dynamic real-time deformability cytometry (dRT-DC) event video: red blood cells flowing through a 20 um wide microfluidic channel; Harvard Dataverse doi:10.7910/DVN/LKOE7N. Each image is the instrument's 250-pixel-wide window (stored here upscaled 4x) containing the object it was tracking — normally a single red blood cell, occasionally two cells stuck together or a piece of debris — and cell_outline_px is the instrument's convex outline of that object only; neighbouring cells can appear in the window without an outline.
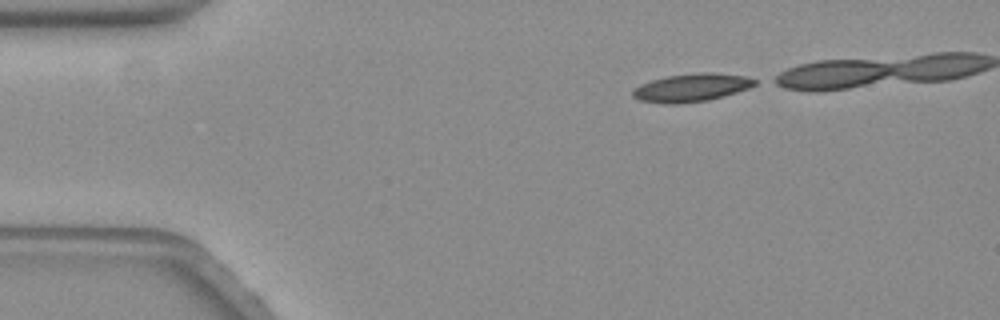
{"species": "common noctule bat (a hibernating species)", "species_latin": "Nyctalus noctula", "temperature_condition": "warm", "stored_images_in_passage": 39, "camera_frame_rate_fps": 3000, "um_per_image_px": 0.085, "animal": {"sex": "female", "body_mass_g": 19.3, "forearm_length_mm": 54.1}, "frame": {"image": 1, "passage_image": 1, "time_ms": 0.0, "image_size_px": [1000, 320], "cell_outline_px": [[756, 84], [748, 88], [724, 96], [708, 100], [680, 104], [664, 104], [640, 100], [632, 96], [632, 88], [640, 84], [652, 80], [668, 76], [700, 72], [708, 72], [744, 76], [756, 80]], "centroid_in_image_um": [58.73, 7.46], "position_along_channel_um": 26.3, "area_um2": 19.88}}
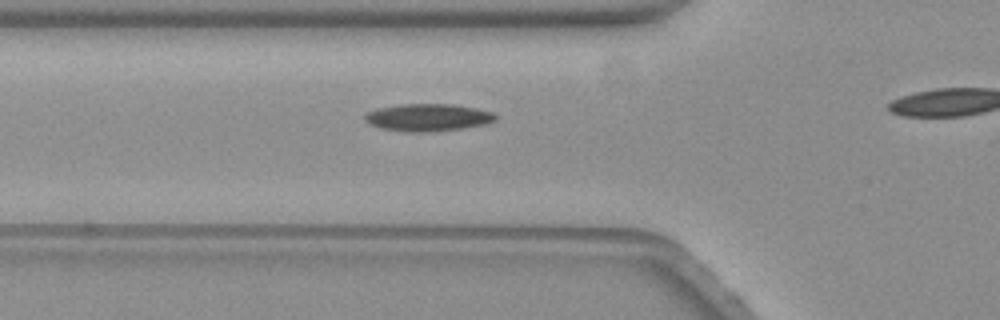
{"frame": {"image": 2, "passage_image": 12, "time_ms": 3.667, "image_size_px": [1000, 320], "cell_outline_px": [[496, 120], [484, 124], [460, 128], [424, 132], [404, 132], [380, 128], [368, 124], [364, 120], [364, 116], [368, 112], [376, 108], [400, 104], [452, 104], [476, 108], [492, 112], [496, 116]], "centroid_in_image_um": [36.31, 9.98], "position_along_channel_um": 89.5, "area_um2": 20.81}}